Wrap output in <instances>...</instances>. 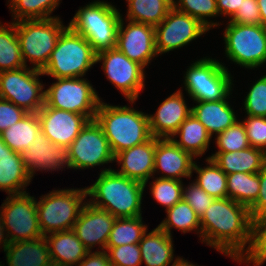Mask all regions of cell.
I'll return each mask as SVG.
<instances>
[{
  "mask_svg": "<svg viewBox=\"0 0 266 266\" xmlns=\"http://www.w3.org/2000/svg\"><path fill=\"white\" fill-rule=\"evenodd\" d=\"M8 27V28H7ZM25 67L15 22L7 26L0 22V72Z\"/></svg>",
  "mask_w": 266,
  "mask_h": 266,
  "instance_id": "cell-33",
  "label": "cell"
},
{
  "mask_svg": "<svg viewBox=\"0 0 266 266\" xmlns=\"http://www.w3.org/2000/svg\"><path fill=\"white\" fill-rule=\"evenodd\" d=\"M227 175L236 172L258 173L266 164V153L249 147L232 152H216L209 156Z\"/></svg>",
  "mask_w": 266,
  "mask_h": 266,
  "instance_id": "cell-27",
  "label": "cell"
},
{
  "mask_svg": "<svg viewBox=\"0 0 266 266\" xmlns=\"http://www.w3.org/2000/svg\"><path fill=\"white\" fill-rule=\"evenodd\" d=\"M167 218L158 226L171 235L172 227L177 228L183 233L197 231L201 235L200 217L192 209V207L181 200L172 208L166 210Z\"/></svg>",
  "mask_w": 266,
  "mask_h": 266,
  "instance_id": "cell-34",
  "label": "cell"
},
{
  "mask_svg": "<svg viewBox=\"0 0 266 266\" xmlns=\"http://www.w3.org/2000/svg\"><path fill=\"white\" fill-rule=\"evenodd\" d=\"M96 61H103L107 79L133 104L145 86L144 67L130 60L117 47L97 53Z\"/></svg>",
  "mask_w": 266,
  "mask_h": 266,
  "instance_id": "cell-14",
  "label": "cell"
},
{
  "mask_svg": "<svg viewBox=\"0 0 266 266\" xmlns=\"http://www.w3.org/2000/svg\"><path fill=\"white\" fill-rule=\"evenodd\" d=\"M42 75L40 70L27 66L0 72V98L28 113H37L44 106V85L39 80Z\"/></svg>",
  "mask_w": 266,
  "mask_h": 266,
  "instance_id": "cell-11",
  "label": "cell"
},
{
  "mask_svg": "<svg viewBox=\"0 0 266 266\" xmlns=\"http://www.w3.org/2000/svg\"><path fill=\"white\" fill-rule=\"evenodd\" d=\"M115 220L108 211L85 202L72 230L89 252L97 244L105 251Z\"/></svg>",
  "mask_w": 266,
  "mask_h": 266,
  "instance_id": "cell-18",
  "label": "cell"
},
{
  "mask_svg": "<svg viewBox=\"0 0 266 266\" xmlns=\"http://www.w3.org/2000/svg\"><path fill=\"white\" fill-rule=\"evenodd\" d=\"M77 266H112L106 251L89 252Z\"/></svg>",
  "mask_w": 266,
  "mask_h": 266,
  "instance_id": "cell-49",
  "label": "cell"
},
{
  "mask_svg": "<svg viewBox=\"0 0 266 266\" xmlns=\"http://www.w3.org/2000/svg\"><path fill=\"white\" fill-rule=\"evenodd\" d=\"M178 1V2H177ZM173 2V7L181 12H184L191 17L196 18L206 28L210 30L211 27L219 25L217 22L208 21L209 17H216L219 15L217 10L216 0H177ZM208 17V18H207Z\"/></svg>",
  "mask_w": 266,
  "mask_h": 266,
  "instance_id": "cell-38",
  "label": "cell"
},
{
  "mask_svg": "<svg viewBox=\"0 0 266 266\" xmlns=\"http://www.w3.org/2000/svg\"><path fill=\"white\" fill-rule=\"evenodd\" d=\"M156 150V138L151 137L148 141L133 146L117 153L114 161L119 163L121 169L114 170L116 173L146 184L154 174V157Z\"/></svg>",
  "mask_w": 266,
  "mask_h": 266,
  "instance_id": "cell-21",
  "label": "cell"
},
{
  "mask_svg": "<svg viewBox=\"0 0 266 266\" xmlns=\"http://www.w3.org/2000/svg\"><path fill=\"white\" fill-rule=\"evenodd\" d=\"M243 103L248 116L266 117V75L251 86Z\"/></svg>",
  "mask_w": 266,
  "mask_h": 266,
  "instance_id": "cell-41",
  "label": "cell"
},
{
  "mask_svg": "<svg viewBox=\"0 0 266 266\" xmlns=\"http://www.w3.org/2000/svg\"><path fill=\"white\" fill-rule=\"evenodd\" d=\"M190 184L186 188L183 187L182 200L188 203L201 218L205 211L213 203L215 198L200 188L196 182H192Z\"/></svg>",
  "mask_w": 266,
  "mask_h": 266,
  "instance_id": "cell-44",
  "label": "cell"
},
{
  "mask_svg": "<svg viewBox=\"0 0 266 266\" xmlns=\"http://www.w3.org/2000/svg\"><path fill=\"white\" fill-rule=\"evenodd\" d=\"M16 34L25 66L27 59L33 69L42 71L62 31L66 28L59 17L20 20L15 22Z\"/></svg>",
  "mask_w": 266,
  "mask_h": 266,
  "instance_id": "cell-6",
  "label": "cell"
},
{
  "mask_svg": "<svg viewBox=\"0 0 266 266\" xmlns=\"http://www.w3.org/2000/svg\"><path fill=\"white\" fill-rule=\"evenodd\" d=\"M86 188L53 190L37 203L39 226L43 236L72 230L85 205ZM84 201V203H83Z\"/></svg>",
  "mask_w": 266,
  "mask_h": 266,
  "instance_id": "cell-7",
  "label": "cell"
},
{
  "mask_svg": "<svg viewBox=\"0 0 266 266\" xmlns=\"http://www.w3.org/2000/svg\"><path fill=\"white\" fill-rule=\"evenodd\" d=\"M112 266H140L142 264L139 244L106 247Z\"/></svg>",
  "mask_w": 266,
  "mask_h": 266,
  "instance_id": "cell-43",
  "label": "cell"
},
{
  "mask_svg": "<svg viewBox=\"0 0 266 266\" xmlns=\"http://www.w3.org/2000/svg\"><path fill=\"white\" fill-rule=\"evenodd\" d=\"M172 266H196V265H194L193 263H190V261L188 262L187 260L181 257H178L174 260Z\"/></svg>",
  "mask_w": 266,
  "mask_h": 266,
  "instance_id": "cell-53",
  "label": "cell"
},
{
  "mask_svg": "<svg viewBox=\"0 0 266 266\" xmlns=\"http://www.w3.org/2000/svg\"><path fill=\"white\" fill-rule=\"evenodd\" d=\"M21 158L31 177L40 169L56 171L65 168L66 165L70 168L68 148L52 143L43 132L36 135L34 143L21 153Z\"/></svg>",
  "mask_w": 266,
  "mask_h": 266,
  "instance_id": "cell-19",
  "label": "cell"
},
{
  "mask_svg": "<svg viewBox=\"0 0 266 266\" xmlns=\"http://www.w3.org/2000/svg\"><path fill=\"white\" fill-rule=\"evenodd\" d=\"M259 6L262 25L266 26V0H257Z\"/></svg>",
  "mask_w": 266,
  "mask_h": 266,
  "instance_id": "cell-52",
  "label": "cell"
},
{
  "mask_svg": "<svg viewBox=\"0 0 266 266\" xmlns=\"http://www.w3.org/2000/svg\"><path fill=\"white\" fill-rule=\"evenodd\" d=\"M138 244L142 263L146 266H168L173 261L172 236L159 226L148 234L146 231Z\"/></svg>",
  "mask_w": 266,
  "mask_h": 266,
  "instance_id": "cell-28",
  "label": "cell"
},
{
  "mask_svg": "<svg viewBox=\"0 0 266 266\" xmlns=\"http://www.w3.org/2000/svg\"><path fill=\"white\" fill-rule=\"evenodd\" d=\"M227 24L223 33L226 57L248 69L263 65L266 62V26Z\"/></svg>",
  "mask_w": 266,
  "mask_h": 266,
  "instance_id": "cell-9",
  "label": "cell"
},
{
  "mask_svg": "<svg viewBox=\"0 0 266 266\" xmlns=\"http://www.w3.org/2000/svg\"><path fill=\"white\" fill-rule=\"evenodd\" d=\"M6 230L3 226V222H2V219H1V216H0V245H2L3 249H4V252L6 251L8 245L10 244V241L8 239V236H7V233H5ZM6 234V236H4ZM2 262H0V266H4L5 264H1Z\"/></svg>",
  "mask_w": 266,
  "mask_h": 266,
  "instance_id": "cell-51",
  "label": "cell"
},
{
  "mask_svg": "<svg viewBox=\"0 0 266 266\" xmlns=\"http://www.w3.org/2000/svg\"><path fill=\"white\" fill-rule=\"evenodd\" d=\"M244 261L254 266H261L266 261V216L254 222L253 245L241 263Z\"/></svg>",
  "mask_w": 266,
  "mask_h": 266,
  "instance_id": "cell-42",
  "label": "cell"
},
{
  "mask_svg": "<svg viewBox=\"0 0 266 266\" xmlns=\"http://www.w3.org/2000/svg\"><path fill=\"white\" fill-rule=\"evenodd\" d=\"M14 22L20 20L48 19L60 0H8Z\"/></svg>",
  "mask_w": 266,
  "mask_h": 266,
  "instance_id": "cell-37",
  "label": "cell"
},
{
  "mask_svg": "<svg viewBox=\"0 0 266 266\" xmlns=\"http://www.w3.org/2000/svg\"><path fill=\"white\" fill-rule=\"evenodd\" d=\"M96 60L97 53L88 40L67 26L41 72L53 78L83 77Z\"/></svg>",
  "mask_w": 266,
  "mask_h": 266,
  "instance_id": "cell-5",
  "label": "cell"
},
{
  "mask_svg": "<svg viewBox=\"0 0 266 266\" xmlns=\"http://www.w3.org/2000/svg\"><path fill=\"white\" fill-rule=\"evenodd\" d=\"M179 135V140L174 137ZM212 136L204 125L191 113L179 126L171 138L183 151L190 153L194 158L202 156L209 148Z\"/></svg>",
  "mask_w": 266,
  "mask_h": 266,
  "instance_id": "cell-29",
  "label": "cell"
},
{
  "mask_svg": "<svg viewBox=\"0 0 266 266\" xmlns=\"http://www.w3.org/2000/svg\"><path fill=\"white\" fill-rule=\"evenodd\" d=\"M41 132L54 144L69 147L90 121L82 114L44 106L37 112Z\"/></svg>",
  "mask_w": 266,
  "mask_h": 266,
  "instance_id": "cell-17",
  "label": "cell"
},
{
  "mask_svg": "<svg viewBox=\"0 0 266 266\" xmlns=\"http://www.w3.org/2000/svg\"><path fill=\"white\" fill-rule=\"evenodd\" d=\"M148 115L131 106H113L101 100L95 120L102 127L114 156L152 137Z\"/></svg>",
  "mask_w": 266,
  "mask_h": 266,
  "instance_id": "cell-3",
  "label": "cell"
},
{
  "mask_svg": "<svg viewBox=\"0 0 266 266\" xmlns=\"http://www.w3.org/2000/svg\"><path fill=\"white\" fill-rule=\"evenodd\" d=\"M49 266H63V265H57V264H50Z\"/></svg>",
  "mask_w": 266,
  "mask_h": 266,
  "instance_id": "cell-55",
  "label": "cell"
},
{
  "mask_svg": "<svg viewBox=\"0 0 266 266\" xmlns=\"http://www.w3.org/2000/svg\"><path fill=\"white\" fill-rule=\"evenodd\" d=\"M229 22L242 25H262L261 15L257 0H243L241 7Z\"/></svg>",
  "mask_w": 266,
  "mask_h": 266,
  "instance_id": "cell-46",
  "label": "cell"
},
{
  "mask_svg": "<svg viewBox=\"0 0 266 266\" xmlns=\"http://www.w3.org/2000/svg\"><path fill=\"white\" fill-rule=\"evenodd\" d=\"M216 3L220 15H227L232 18L241 7L243 0H216Z\"/></svg>",
  "mask_w": 266,
  "mask_h": 266,
  "instance_id": "cell-50",
  "label": "cell"
},
{
  "mask_svg": "<svg viewBox=\"0 0 266 266\" xmlns=\"http://www.w3.org/2000/svg\"><path fill=\"white\" fill-rule=\"evenodd\" d=\"M33 178L23 164L21 154L11 150L2 140L0 154V189L8 195L25 193Z\"/></svg>",
  "mask_w": 266,
  "mask_h": 266,
  "instance_id": "cell-23",
  "label": "cell"
},
{
  "mask_svg": "<svg viewBox=\"0 0 266 266\" xmlns=\"http://www.w3.org/2000/svg\"><path fill=\"white\" fill-rule=\"evenodd\" d=\"M209 166L200 167L194 162L193 171L197 175L196 184L215 199L227 197V174L210 158L206 159Z\"/></svg>",
  "mask_w": 266,
  "mask_h": 266,
  "instance_id": "cell-35",
  "label": "cell"
},
{
  "mask_svg": "<svg viewBox=\"0 0 266 266\" xmlns=\"http://www.w3.org/2000/svg\"><path fill=\"white\" fill-rule=\"evenodd\" d=\"M2 153V139L0 138V154Z\"/></svg>",
  "mask_w": 266,
  "mask_h": 266,
  "instance_id": "cell-54",
  "label": "cell"
},
{
  "mask_svg": "<svg viewBox=\"0 0 266 266\" xmlns=\"http://www.w3.org/2000/svg\"><path fill=\"white\" fill-rule=\"evenodd\" d=\"M229 96L230 94L225 99L216 101H196V106L191 107L192 114L204 125L211 136L225 131L238 121L227 101Z\"/></svg>",
  "mask_w": 266,
  "mask_h": 266,
  "instance_id": "cell-25",
  "label": "cell"
},
{
  "mask_svg": "<svg viewBox=\"0 0 266 266\" xmlns=\"http://www.w3.org/2000/svg\"><path fill=\"white\" fill-rule=\"evenodd\" d=\"M215 139L219 149L217 152H238L250 147L245 126L240 120L225 131L217 134Z\"/></svg>",
  "mask_w": 266,
  "mask_h": 266,
  "instance_id": "cell-40",
  "label": "cell"
},
{
  "mask_svg": "<svg viewBox=\"0 0 266 266\" xmlns=\"http://www.w3.org/2000/svg\"><path fill=\"white\" fill-rule=\"evenodd\" d=\"M151 183L150 191L153 198L157 203L165 206V210L172 208L177 202L182 200V181L157 177Z\"/></svg>",
  "mask_w": 266,
  "mask_h": 266,
  "instance_id": "cell-39",
  "label": "cell"
},
{
  "mask_svg": "<svg viewBox=\"0 0 266 266\" xmlns=\"http://www.w3.org/2000/svg\"><path fill=\"white\" fill-rule=\"evenodd\" d=\"M209 31L200 21L172 7L164 20L155 26L157 53L179 49Z\"/></svg>",
  "mask_w": 266,
  "mask_h": 266,
  "instance_id": "cell-15",
  "label": "cell"
},
{
  "mask_svg": "<svg viewBox=\"0 0 266 266\" xmlns=\"http://www.w3.org/2000/svg\"><path fill=\"white\" fill-rule=\"evenodd\" d=\"M8 266H49L52 264L45 236L11 242L6 251Z\"/></svg>",
  "mask_w": 266,
  "mask_h": 266,
  "instance_id": "cell-26",
  "label": "cell"
},
{
  "mask_svg": "<svg viewBox=\"0 0 266 266\" xmlns=\"http://www.w3.org/2000/svg\"><path fill=\"white\" fill-rule=\"evenodd\" d=\"M259 190V172H236L227 175V197L248 209L255 204Z\"/></svg>",
  "mask_w": 266,
  "mask_h": 266,
  "instance_id": "cell-31",
  "label": "cell"
},
{
  "mask_svg": "<svg viewBox=\"0 0 266 266\" xmlns=\"http://www.w3.org/2000/svg\"><path fill=\"white\" fill-rule=\"evenodd\" d=\"M147 230V226L143 224L142 216L116 218L106 247L139 243Z\"/></svg>",
  "mask_w": 266,
  "mask_h": 266,
  "instance_id": "cell-36",
  "label": "cell"
},
{
  "mask_svg": "<svg viewBox=\"0 0 266 266\" xmlns=\"http://www.w3.org/2000/svg\"><path fill=\"white\" fill-rule=\"evenodd\" d=\"M232 76L224 64L204 57L187 68L184 86L194 101H216L231 94Z\"/></svg>",
  "mask_w": 266,
  "mask_h": 266,
  "instance_id": "cell-8",
  "label": "cell"
},
{
  "mask_svg": "<svg viewBox=\"0 0 266 266\" xmlns=\"http://www.w3.org/2000/svg\"><path fill=\"white\" fill-rule=\"evenodd\" d=\"M54 79L57 81L44 90V104L95 120L101 100L89 81L82 77Z\"/></svg>",
  "mask_w": 266,
  "mask_h": 266,
  "instance_id": "cell-10",
  "label": "cell"
},
{
  "mask_svg": "<svg viewBox=\"0 0 266 266\" xmlns=\"http://www.w3.org/2000/svg\"><path fill=\"white\" fill-rule=\"evenodd\" d=\"M116 47L130 60L146 67L158 55L155 46V26L130 21L124 27L121 17Z\"/></svg>",
  "mask_w": 266,
  "mask_h": 266,
  "instance_id": "cell-16",
  "label": "cell"
},
{
  "mask_svg": "<svg viewBox=\"0 0 266 266\" xmlns=\"http://www.w3.org/2000/svg\"><path fill=\"white\" fill-rule=\"evenodd\" d=\"M36 198L25 192L8 195L1 205L0 216L11 242L42 237L38 220Z\"/></svg>",
  "mask_w": 266,
  "mask_h": 266,
  "instance_id": "cell-12",
  "label": "cell"
},
{
  "mask_svg": "<svg viewBox=\"0 0 266 266\" xmlns=\"http://www.w3.org/2000/svg\"><path fill=\"white\" fill-rule=\"evenodd\" d=\"M48 235V236H47ZM45 235L53 264L77 266L89 253L73 230Z\"/></svg>",
  "mask_w": 266,
  "mask_h": 266,
  "instance_id": "cell-24",
  "label": "cell"
},
{
  "mask_svg": "<svg viewBox=\"0 0 266 266\" xmlns=\"http://www.w3.org/2000/svg\"><path fill=\"white\" fill-rule=\"evenodd\" d=\"M200 227L202 242L238 263L251 251L254 223L249 209L228 197L213 201L200 218Z\"/></svg>",
  "mask_w": 266,
  "mask_h": 266,
  "instance_id": "cell-1",
  "label": "cell"
},
{
  "mask_svg": "<svg viewBox=\"0 0 266 266\" xmlns=\"http://www.w3.org/2000/svg\"><path fill=\"white\" fill-rule=\"evenodd\" d=\"M127 21L156 26L167 16L173 4L169 0H126Z\"/></svg>",
  "mask_w": 266,
  "mask_h": 266,
  "instance_id": "cell-32",
  "label": "cell"
},
{
  "mask_svg": "<svg viewBox=\"0 0 266 266\" xmlns=\"http://www.w3.org/2000/svg\"><path fill=\"white\" fill-rule=\"evenodd\" d=\"M39 132L41 128L37 113H27L20 121L0 133V138L11 150L21 154L34 143Z\"/></svg>",
  "mask_w": 266,
  "mask_h": 266,
  "instance_id": "cell-30",
  "label": "cell"
},
{
  "mask_svg": "<svg viewBox=\"0 0 266 266\" xmlns=\"http://www.w3.org/2000/svg\"><path fill=\"white\" fill-rule=\"evenodd\" d=\"M68 159L75 170L115 162L109 141L96 120H90L70 144Z\"/></svg>",
  "mask_w": 266,
  "mask_h": 266,
  "instance_id": "cell-13",
  "label": "cell"
},
{
  "mask_svg": "<svg viewBox=\"0 0 266 266\" xmlns=\"http://www.w3.org/2000/svg\"><path fill=\"white\" fill-rule=\"evenodd\" d=\"M251 147L266 152V117L248 116L242 121Z\"/></svg>",
  "mask_w": 266,
  "mask_h": 266,
  "instance_id": "cell-45",
  "label": "cell"
},
{
  "mask_svg": "<svg viewBox=\"0 0 266 266\" xmlns=\"http://www.w3.org/2000/svg\"><path fill=\"white\" fill-rule=\"evenodd\" d=\"M194 157L178 147L171 138H156L154 174L158 170L165 174L160 178L180 180L190 178L193 173Z\"/></svg>",
  "mask_w": 266,
  "mask_h": 266,
  "instance_id": "cell-22",
  "label": "cell"
},
{
  "mask_svg": "<svg viewBox=\"0 0 266 266\" xmlns=\"http://www.w3.org/2000/svg\"><path fill=\"white\" fill-rule=\"evenodd\" d=\"M260 190L255 204L249 209L254 223L256 220L266 216V164L259 171Z\"/></svg>",
  "mask_w": 266,
  "mask_h": 266,
  "instance_id": "cell-48",
  "label": "cell"
},
{
  "mask_svg": "<svg viewBox=\"0 0 266 266\" xmlns=\"http://www.w3.org/2000/svg\"><path fill=\"white\" fill-rule=\"evenodd\" d=\"M27 113L23 108L0 98V133L20 121Z\"/></svg>",
  "mask_w": 266,
  "mask_h": 266,
  "instance_id": "cell-47",
  "label": "cell"
},
{
  "mask_svg": "<svg viewBox=\"0 0 266 266\" xmlns=\"http://www.w3.org/2000/svg\"><path fill=\"white\" fill-rule=\"evenodd\" d=\"M192 113L188 107L181 89L166 98L154 115L149 117L150 133L155 138H172L181 123Z\"/></svg>",
  "mask_w": 266,
  "mask_h": 266,
  "instance_id": "cell-20",
  "label": "cell"
},
{
  "mask_svg": "<svg viewBox=\"0 0 266 266\" xmlns=\"http://www.w3.org/2000/svg\"><path fill=\"white\" fill-rule=\"evenodd\" d=\"M145 185L112 170L104 169L92 186L86 187L91 205L108 211L116 218L139 217Z\"/></svg>",
  "mask_w": 266,
  "mask_h": 266,
  "instance_id": "cell-2",
  "label": "cell"
},
{
  "mask_svg": "<svg viewBox=\"0 0 266 266\" xmlns=\"http://www.w3.org/2000/svg\"><path fill=\"white\" fill-rule=\"evenodd\" d=\"M121 17L112 4L97 0L78 9L68 26L85 37L99 53L116 47Z\"/></svg>",
  "mask_w": 266,
  "mask_h": 266,
  "instance_id": "cell-4",
  "label": "cell"
}]
</instances>
